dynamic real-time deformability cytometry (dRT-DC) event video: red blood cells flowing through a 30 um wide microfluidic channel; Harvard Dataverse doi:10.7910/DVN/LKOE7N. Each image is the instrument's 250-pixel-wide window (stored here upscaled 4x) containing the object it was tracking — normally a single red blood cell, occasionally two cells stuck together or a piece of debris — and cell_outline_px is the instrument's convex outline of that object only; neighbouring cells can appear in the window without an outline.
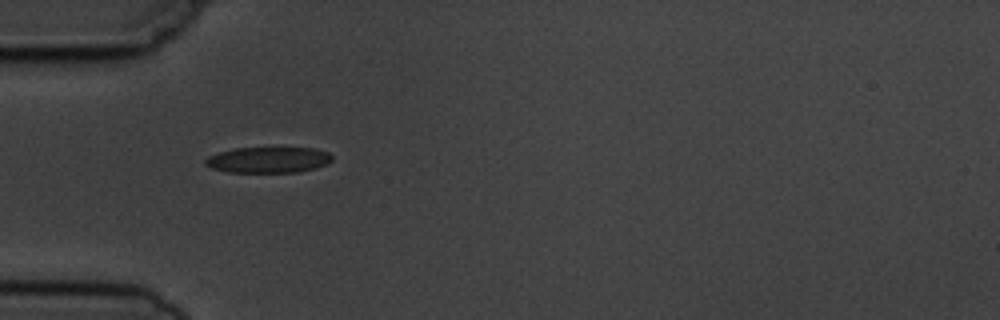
{"species": "common noctule bat (a hibernating species)", "species_latin": "Nyctalus noctula", "temperature_condition": "cold", "stored_images_in_passage": 2, "camera_frame_rate_fps": 3000, "um_per_image_px": 0.085, "animal": {"sex": "male", "body_mass_g": 19.5, "forearm_length_mm": 54.6}, "frame": {"image": 1, "passage_image": 1, "time_ms": 0.0, "image_size_px": [1000, 320], "cell_outline_px": [[332, 160], [328, 164], [316, 168], [300, 172], [228, 172], [212, 168], [204, 164], [204, 160], [208, 156], [220, 152], [236, 148], [316, 148], [328, 152], [332, 156]], "centroid_in_image_um": [22.83, 13.59], "position_along_channel_um": 62.2, "area_um2": 19.19}}
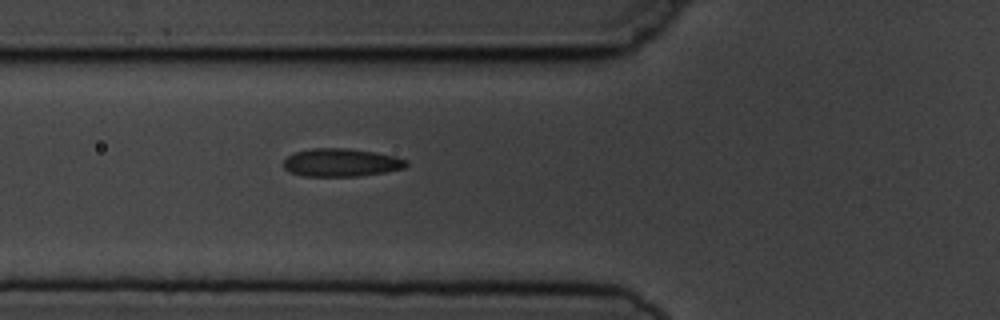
{"frame": {"image": 2, "passage_image": 2, "time_ms": 1.0, "image_size_px": [1000, 320], "cell_outline_px": [[408, 164], [404, 168], [384, 172], [360, 176], [304, 176], [288, 172], [284, 168], [284, 160], [288, 156], [296, 152], [312, 148], [344, 148], [372, 152], [396, 156], [408, 160]], "centroid_in_image_um": [28.99, 13.82], "position_along_channel_um": 96.8, "area_um2": 20.0}}